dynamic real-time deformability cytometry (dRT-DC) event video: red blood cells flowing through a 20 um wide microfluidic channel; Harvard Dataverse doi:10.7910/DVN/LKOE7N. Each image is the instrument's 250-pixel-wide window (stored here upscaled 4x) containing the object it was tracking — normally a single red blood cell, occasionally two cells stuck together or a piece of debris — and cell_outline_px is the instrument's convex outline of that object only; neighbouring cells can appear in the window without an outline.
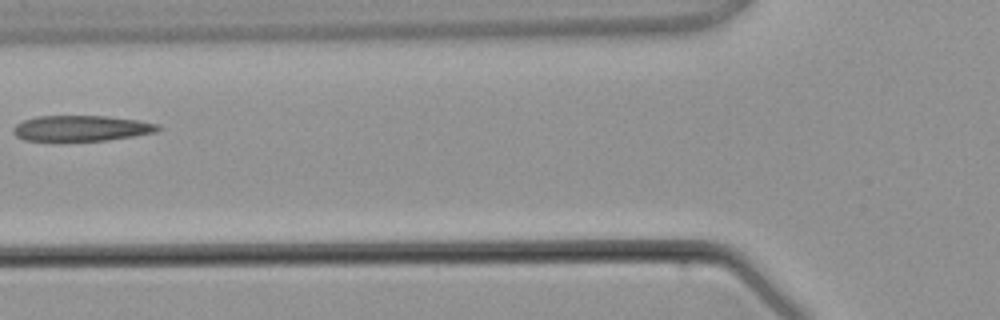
{"species": "common noctule bat (a hibernating species)", "species_latin": "Nyctalus noctula", "temperature_condition": "warm", "stored_images_in_passage": 5, "camera_frame_rate_fps": 3000, "um_per_image_px": 0.085, "animal": {"sex": "male", "body_mass_g": 21.5, "forearm_length_mm": 52.0}, "frame": {"image": 1, "passage_image": 5, "time_ms": 4.667, "image_size_px": [1000, 320], "cell_outline_px": [[164, 128], [156, 132], [108, 140], [24, 140], [16, 136], [12, 132], [12, 128], [16, 124], [24, 120], [36, 116], [108, 116], [140, 120], [160, 124]], "centroid_in_image_um": [6.96, 10.89], "position_along_channel_um": 118.8, "area_um2": 21.68}}